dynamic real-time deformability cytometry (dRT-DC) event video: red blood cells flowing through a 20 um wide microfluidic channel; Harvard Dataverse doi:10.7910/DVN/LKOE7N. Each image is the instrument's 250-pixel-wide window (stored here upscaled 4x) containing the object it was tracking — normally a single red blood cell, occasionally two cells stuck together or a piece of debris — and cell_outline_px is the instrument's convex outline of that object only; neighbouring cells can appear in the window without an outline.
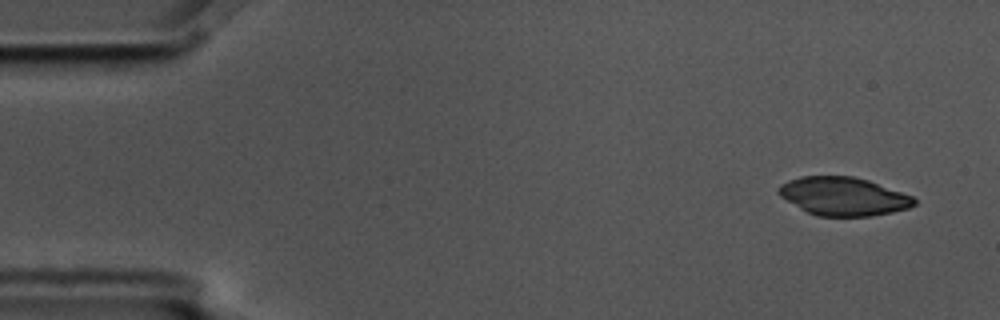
{"species": "common noctule bat (a hibernating species)", "species_latin": "Nyctalus noctula", "temperature_condition": "cold", "stored_images_in_passage": 8, "camera_frame_rate_fps": 3000, "um_per_image_px": 0.085, "animal": {"sex": "male", "body_mass_g": 17.5, "forearm_length_mm": 52.3}, "frame": {"image": 1, "passage_image": 1, "time_ms": 0.0, "image_size_px": [1000, 320], "cell_outline_px": [[916, 204], [908, 208], [892, 212], [868, 216], [816, 216], [800, 208], [780, 196], [776, 192], [776, 188], [780, 184], [788, 180], [800, 176], [852, 176], [868, 180], [912, 196], [916, 200]], "centroid_in_image_um": [71.65, 16.68], "position_along_channel_um": 13.4, "area_um2": 30.23}}